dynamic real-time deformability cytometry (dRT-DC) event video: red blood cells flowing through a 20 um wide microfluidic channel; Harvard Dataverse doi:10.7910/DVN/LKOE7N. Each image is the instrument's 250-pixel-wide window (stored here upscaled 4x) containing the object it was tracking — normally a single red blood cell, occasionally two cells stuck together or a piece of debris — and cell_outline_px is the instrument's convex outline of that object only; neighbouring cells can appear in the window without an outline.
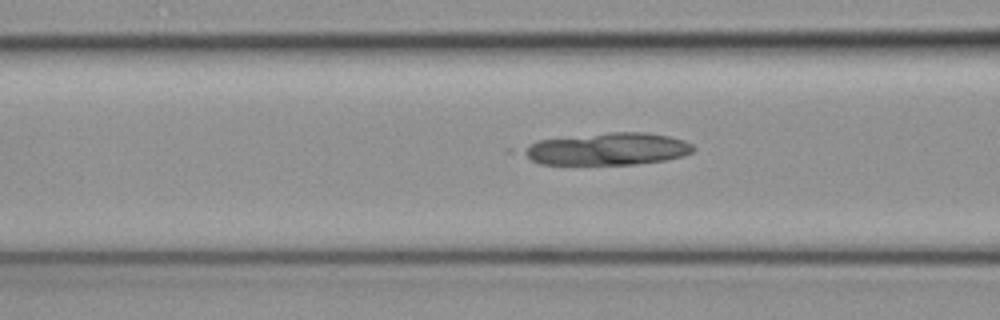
{"species": "common noctule bat (a hibernating species)", "species_latin": "Nyctalus noctula", "temperature_condition": "cold", "stored_images_in_passage": 4, "camera_frame_rate_fps": 3000, "um_per_image_px": 0.085, "animal": {"sex": "female", "body_mass_g": 19.3, "forearm_length_mm": 54.1}, "frame": {"image": 1, "passage_image": 4, "time_ms": 1.0, "image_size_px": [1000, 320], "cell_outline_px": [[696, 148], [692, 152], [684, 156], [668, 160], [636, 164], [540, 164], [532, 160], [520, 152], [524, 148], [540, 140], [608, 132], [648, 132], [668, 136], [684, 140], [692, 144]], "centroid_in_image_um": [51.71, 12.66], "position_along_channel_um": 114.9, "area_um2": 31.91}}